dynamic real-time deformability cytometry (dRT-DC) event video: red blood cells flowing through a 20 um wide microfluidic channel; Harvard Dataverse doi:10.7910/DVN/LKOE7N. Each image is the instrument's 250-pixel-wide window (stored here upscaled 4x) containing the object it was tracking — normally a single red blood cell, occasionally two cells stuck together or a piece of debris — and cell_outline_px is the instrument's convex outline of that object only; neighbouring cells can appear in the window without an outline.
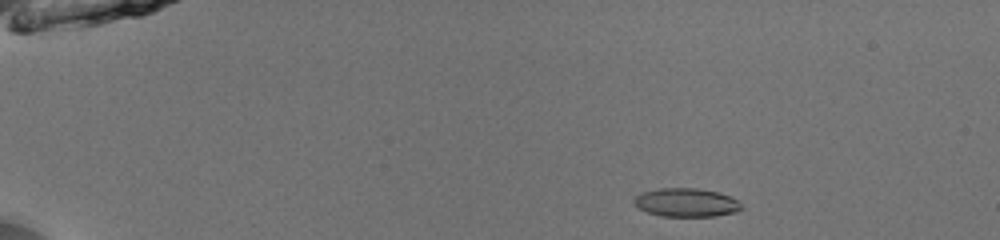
{"species": "common noctule bat (a hibernating species)", "species_latin": "Nyctalus noctula", "temperature_condition": "room temperature", "stored_images_in_passage": 44, "camera_frame_rate_fps": 3000, "um_per_image_px": 0.085, "animal": {"sex": "male", "body_mass_g": 13.0, "forearm_length_mm": 53.1}, "frame": {"image": 1, "passage_image": 1, "time_ms": 0.0, "image_size_px": [1000, 240], "cell_outline_px": [[744, 208], [736, 212], [716, 216], [660, 216], [648, 212], [640, 208], [632, 200], [640, 192], [660, 188], [696, 188], [716, 192], [728, 196], [736, 200]], "centroid_in_image_um": [58.32, 17.21], "position_along_channel_um": 26.7, "area_um2": 17.74}}
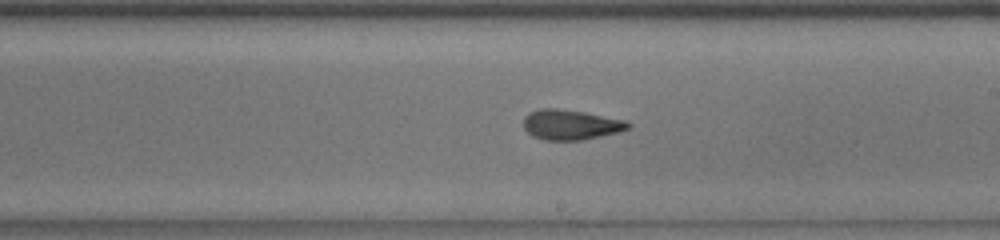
{"frame": {"image": 2, "passage_image": 24, "time_ms": 7.667, "image_size_px": [1000, 240], "cell_outline_px": [[632, 124], [628, 128], [620, 132], [580, 140], [544, 140], [532, 136], [524, 128], [524, 116], [528, 112], [540, 108], [556, 108], [584, 112], [624, 120]], "centroid_in_image_um": [48.48, 10.59], "position_along_channel_um": 240.5, "area_um2": 18.32}}
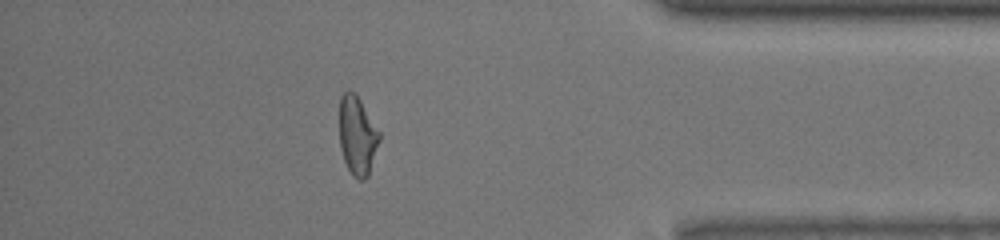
{"frame": {"image": 3, "passage_image": 38, "time_ms": 12.333, "image_size_px": [1000, 240], "cell_outline_px": [[380, 140], [368, 176], [364, 180], [360, 180], [352, 176], [344, 160], [340, 148], [340, 96], [344, 92], [352, 92], [360, 100], [380, 132]], "centroid_in_image_um": [30.38, 11.57], "position_along_channel_um": 404.8, "area_um2": 18.15}, "authors_computed_cell_mechanics": {"area_um2": 18.3804, "velocity_mm_per_s": 4.02, "shape_relaxation_time_tau1_ms": 4.3859, "shape_relaxation_time_tau2_ms": 1.7949, "deformation_change_tau1": 0.1543, "deformation_change_tau2": 0.0922}}